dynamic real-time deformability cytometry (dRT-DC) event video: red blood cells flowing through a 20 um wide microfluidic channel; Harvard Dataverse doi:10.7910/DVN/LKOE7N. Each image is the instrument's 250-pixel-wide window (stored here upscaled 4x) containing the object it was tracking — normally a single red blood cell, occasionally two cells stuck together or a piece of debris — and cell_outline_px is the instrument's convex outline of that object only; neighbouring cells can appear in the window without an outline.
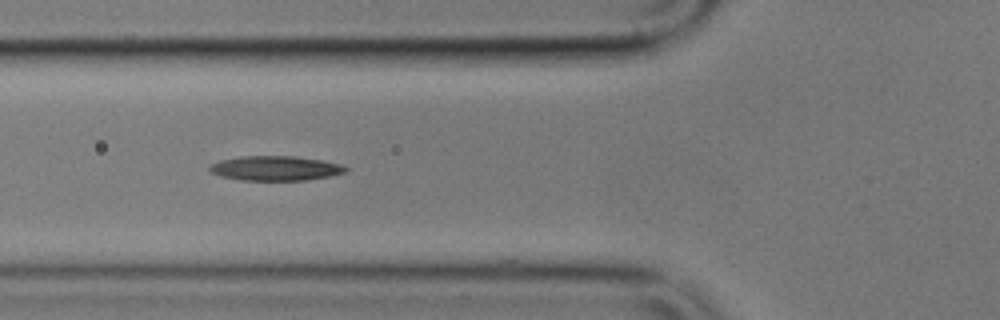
{"species": "common noctule bat (a hibernating species)", "species_latin": "Nyctalus noctula", "temperature_condition": "cold", "stored_images_in_passage": 13, "camera_frame_rate_fps": 3000, "um_per_image_px": 0.085, "animal": {"sex": "male", "body_mass_g": 17.9}, "frame": {"image": 1, "passage_image": 4, "time_ms": 4.333, "image_size_px": [1000, 320], "cell_outline_px": [[348, 172], [308, 180], [240, 180], [220, 176], [212, 172], [208, 168], [212, 164], [220, 160], [240, 156], [296, 156], [320, 160], [340, 164], [348, 168]], "centroid_in_image_um": [23.41, 14.3], "position_along_channel_um": 102.4, "area_um2": 19.48}}
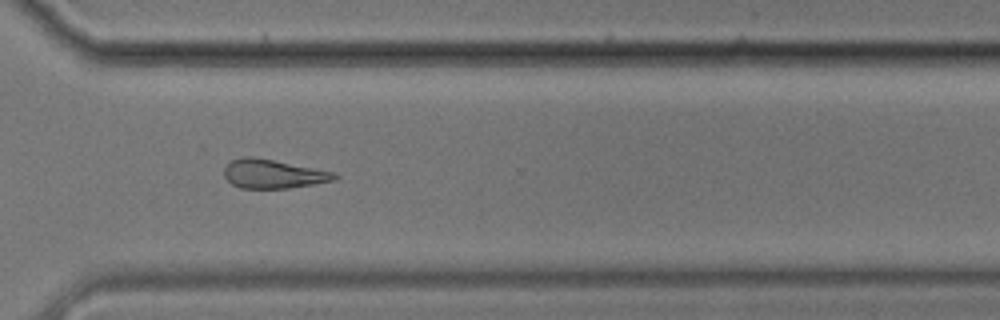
{"frame": {"image": 2, "passage_image": 10, "time_ms": 11.333, "image_size_px": [1000, 320], "cell_outline_px": [[340, 176], [336, 180], [288, 188], [240, 188], [232, 184], [224, 176], [224, 168], [232, 160], [244, 156], [252, 156], [336, 172]], "centroid_in_image_um": [23.24, 14.78], "position_along_channel_um": 347.4, "area_um2": 18.55}}
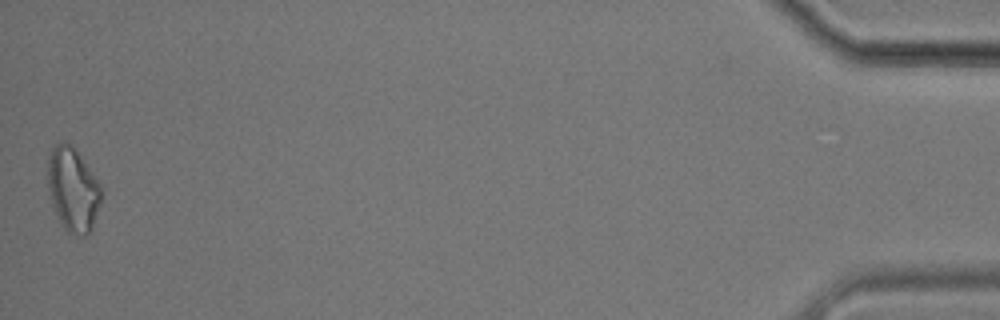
{"frame": {"image": 3, "passage_image": 13, "time_ms": 16.333, "image_size_px": [1000, 320], "cell_outline_px": [[100, 204], [92, 232], [84, 236], [80, 236], [68, 232], [64, 228], [52, 204], [48, 188], [48, 160], [52, 148], [56, 144], [64, 140], [72, 144], [100, 184]], "centroid_in_image_um": [6.2, 16.11], "position_along_channel_um": 429.0, "area_um2": 26.01}, "authors_computed_cell_mechanics": {"area_um2": 19.3052, "velocity_mm_per_s": 3.4942, "shape_relaxation_time_tau1_ms": 8.3433, "shape_relaxation_time_tau2_ms": 7.621, "deformation_change_tau1": 0.1675, "deformation_change_tau2": 0.1997}}